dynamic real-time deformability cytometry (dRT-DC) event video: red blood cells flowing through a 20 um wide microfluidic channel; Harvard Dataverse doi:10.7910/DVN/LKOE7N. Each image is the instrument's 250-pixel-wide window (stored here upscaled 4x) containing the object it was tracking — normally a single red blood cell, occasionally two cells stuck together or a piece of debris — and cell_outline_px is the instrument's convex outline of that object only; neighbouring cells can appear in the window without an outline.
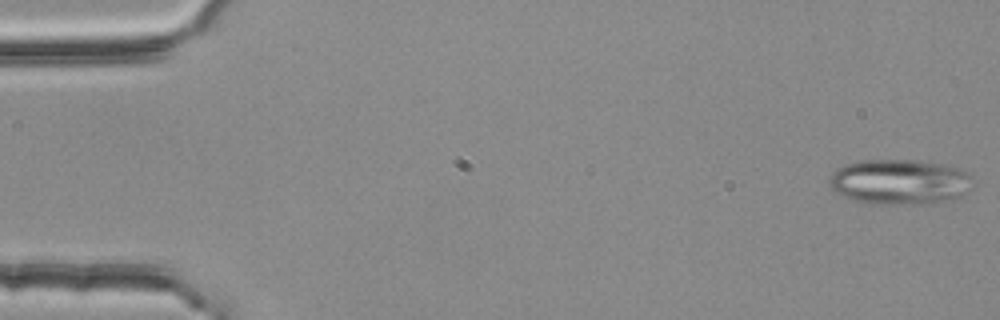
{"species": "common noctule bat (a hibernating species)", "species_latin": "Nyctalus noctula", "temperature_condition": "room temperature", "stored_images_in_passage": 54, "segment_of_instrument_passage": [1, 2], "camera_frame_rate_fps": 3000, "um_per_image_px": 0.085, "animal": {"sex": "female", "body_mass_g": 25.1}, "frame": {"image": 1, "passage_image": 1, "time_ms": 0.0, "image_size_px": [1000, 320], "cell_outline_px": [[972, 176], [968, 192], [952, 200], [912, 204], [868, 204], [852, 200], [836, 192], [828, 184], [828, 180], [832, 172], [836, 168], [860, 160], [916, 160], [960, 168], [968, 172]], "centroid_in_image_um": [76.44, 15.46], "position_along_channel_um": 8.6, "area_um2": 37.92}}